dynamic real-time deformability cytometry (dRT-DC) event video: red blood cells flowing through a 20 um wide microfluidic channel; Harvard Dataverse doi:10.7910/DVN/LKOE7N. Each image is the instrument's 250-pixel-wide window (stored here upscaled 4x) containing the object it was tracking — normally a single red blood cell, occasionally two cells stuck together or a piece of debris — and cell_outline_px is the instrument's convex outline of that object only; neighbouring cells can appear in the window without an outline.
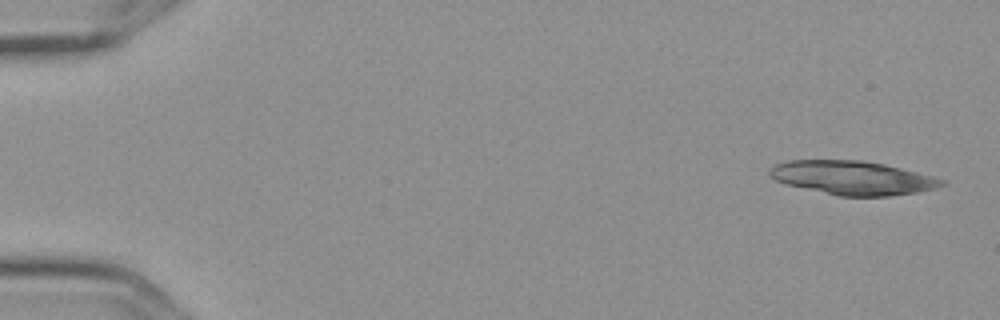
{"species": "Egyptian fruit bat (a non-hibernating species)", "species_latin": "Rousettus aegyptiacus", "temperature_condition": "cold", "stored_images_in_passage": 4, "camera_frame_rate_fps": 3000, "um_per_image_px": 0.085, "frame": {"image": 1, "passage_image": 1, "time_ms": 0.0, "image_size_px": [1000, 320], "cell_outline_px": [[948, 184], [916, 192], [888, 196], [840, 196], [784, 184], [768, 176], [768, 168], [776, 164], [788, 160], [864, 160], [884, 164], [932, 176], [944, 180]], "centroid_in_image_um": [72.41, 15.11], "position_along_channel_um": 12.6, "area_um2": 33.81}}